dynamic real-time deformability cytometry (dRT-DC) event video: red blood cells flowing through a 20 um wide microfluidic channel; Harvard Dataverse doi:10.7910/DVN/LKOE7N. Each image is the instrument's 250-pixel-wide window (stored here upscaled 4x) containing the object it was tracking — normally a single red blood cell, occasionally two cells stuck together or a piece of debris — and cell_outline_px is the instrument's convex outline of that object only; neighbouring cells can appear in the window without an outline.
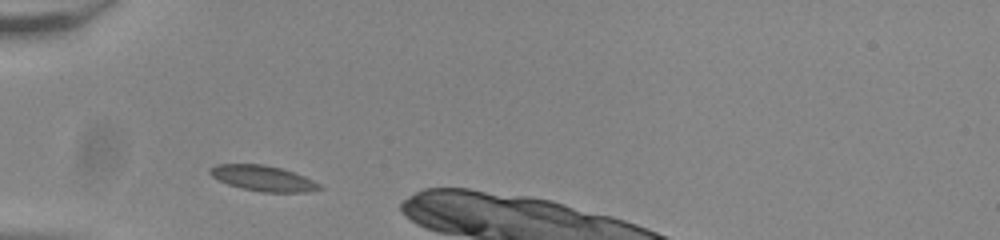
{"species": "common noctule bat (a hibernating species)", "species_latin": "Nyctalus noctula", "temperature_condition": "room temperature", "stored_images_in_passage": 26, "camera_frame_rate_fps": 3000, "um_per_image_px": 0.085, "animal": {"sex": "male", "body_mass_g": 20.0, "forearm_length_mm": 53.3}, "frame": {"image": 1, "passage_image": 1, "time_ms": 0.0, "image_size_px": [1000, 240], "cell_outline_px": [[324, 188], [308, 192], [260, 192], [240, 188], [228, 184], [212, 176], [208, 172], [208, 168], [216, 164], [264, 164], [280, 168], [304, 176], [320, 184]], "centroid_in_image_um": [22.34, 15.16], "position_along_channel_um": 62.7, "area_um2": 16.3}}
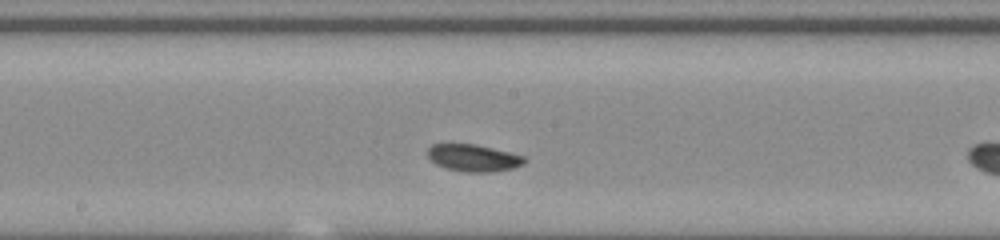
{"frame": {"image": 2, "passage_image": 13, "time_ms": 4.0, "image_size_px": [1000, 240], "cell_outline_px": [[528, 160], [524, 164], [516, 168], [492, 172], [464, 172], [444, 168], [436, 164], [428, 156], [428, 148], [432, 144], [472, 144], [508, 152], [524, 156]], "centroid_in_image_um": [40.27, 13.44], "position_along_channel_um": 207.9, "area_um2": 15.26}}
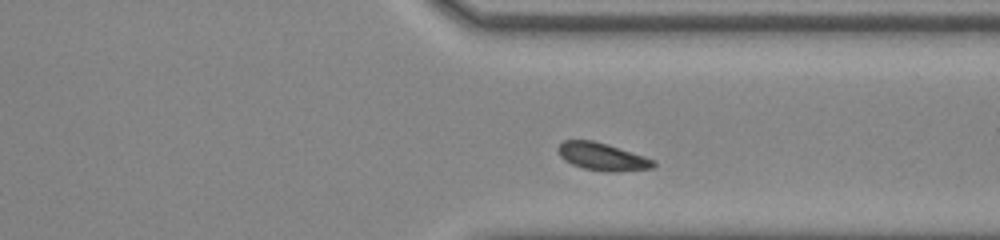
{"frame": {"image": 3, "passage_image": 25, "time_ms": 8.0, "image_size_px": [1000, 240], "cell_outline_px": [[656, 164], [652, 168], [620, 172], [608, 172], [584, 168], [572, 164], [564, 160], [560, 156], [556, 148], [564, 140], [592, 140], [608, 144], [656, 160]], "centroid_in_image_um": [51.2, 13.32], "position_along_channel_um": 360.2, "area_um2": 15.43}, "authors_computed_cell_mechanics": {"area_um2": 15.4326, "velocity_mm_per_s": 3.7967, "shape_relaxation_time_tau1_ms": 1.6341, "shape_relaxation_time_tau2_ms": 1.2753, "deformation_change_tau1": 0.0681, "deformation_change_tau2": 0.0458}}